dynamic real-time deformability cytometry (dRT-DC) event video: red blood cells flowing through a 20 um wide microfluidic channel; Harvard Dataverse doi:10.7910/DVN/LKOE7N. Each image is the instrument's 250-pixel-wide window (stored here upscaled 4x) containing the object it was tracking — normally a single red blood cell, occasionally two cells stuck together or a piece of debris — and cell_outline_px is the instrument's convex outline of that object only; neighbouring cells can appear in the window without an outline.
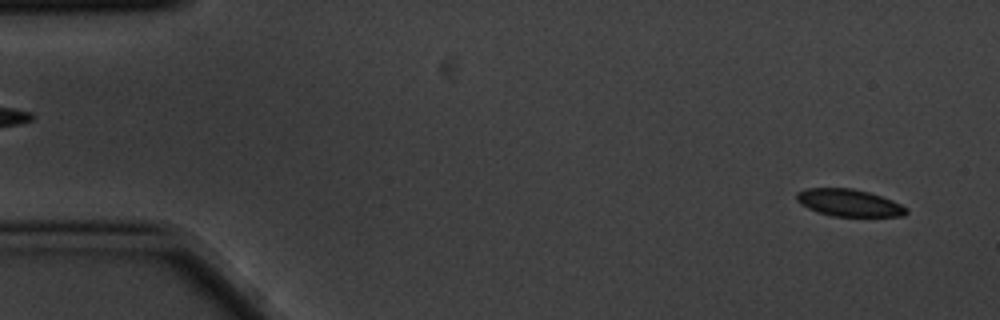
{"species": "common noctule bat (a hibernating species)", "species_latin": "Nyctalus noctula", "temperature_condition": "cold", "stored_images_in_passage": 8, "camera_frame_rate_fps": 3000, "um_per_image_px": 0.085, "animal": {"sex": "male", "body_mass_g": 20.1, "forearm_length_mm": 53.5}, "frame": {"image": 1, "passage_image": 1, "time_ms": 0.0, "image_size_px": [1000, 320], "cell_outline_px": [[908, 212], [904, 216], [832, 216], [816, 212], [800, 204], [796, 200], [796, 192], [808, 188], [852, 188], [868, 192], [892, 200], [908, 208]], "centroid_in_image_um": [72.14, 17.24], "position_along_channel_um": 12.9, "area_um2": 17.4}}
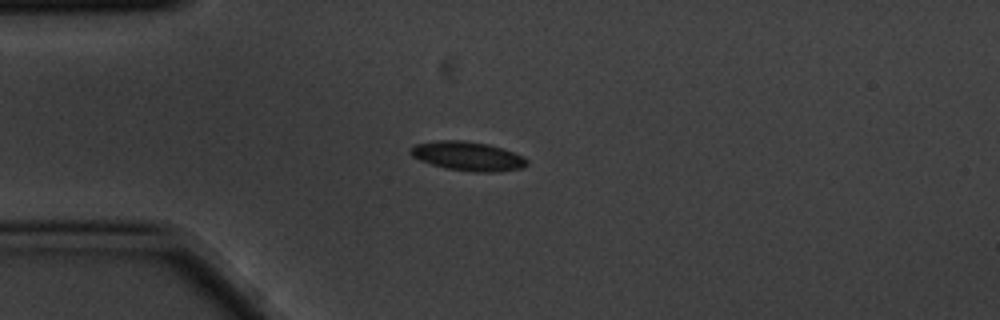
{"frame": {"image": 2, "passage_image": 4, "time_ms": 1.0, "image_size_px": [1000, 320], "cell_outline_px": [[528, 164], [520, 168], [492, 172], [476, 172], [444, 168], [420, 160], [412, 156], [408, 152], [416, 144], [440, 140], [464, 140], [488, 144], [504, 148], [524, 156], [528, 160]], "centroid_in_image_um": [39.78, 13.26], "position_along_channel_um": 45.2, "area_um2": 19.71}}